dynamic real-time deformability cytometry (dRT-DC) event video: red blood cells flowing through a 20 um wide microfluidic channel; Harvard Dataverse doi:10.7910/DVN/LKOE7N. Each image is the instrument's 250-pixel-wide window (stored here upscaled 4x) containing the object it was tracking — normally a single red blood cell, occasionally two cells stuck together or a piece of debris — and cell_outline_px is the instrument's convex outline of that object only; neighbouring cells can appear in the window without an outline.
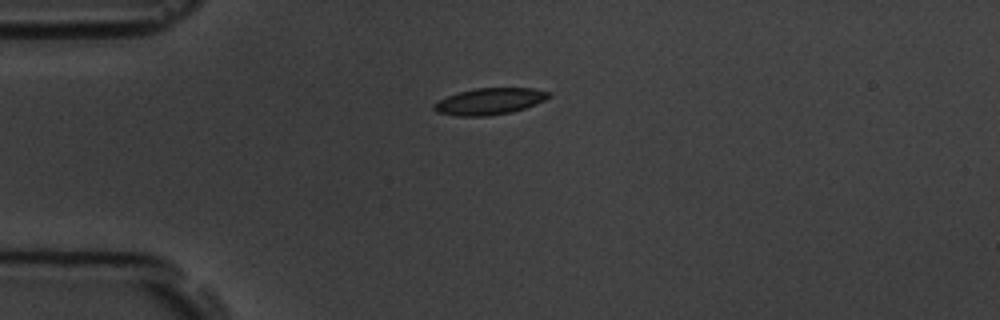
{"species": "common noctule bat (a hibernating species)", "species_latin": "Nyctalus noctula", "temperature_condition": "room temperature", "stored_images_in_passage": 10, "camera_frame_rate_fps": 3000, "um_per_image_px": 0.085, "animal": {"sex": "male", "body_mass_g": 19.5, "forearm_length_mm": 54.6}, "frame": {"image": 1, "passage_image": 1, "time_ms": 0.0, "image_size_px": [1000, 320], "cell_outline_px": [[552, 96], [536, 104], [512, 112], [488, 116], [456, 116], [436, 112], [432, 108], [432, 104], [448, 96], [460, 92], [476, 88], [532, 88], [552, 92]], "centroid_in_image_um": [41.63, 8.62], "position_along_channel_um": 43.4, "area_um2": 17.8}}
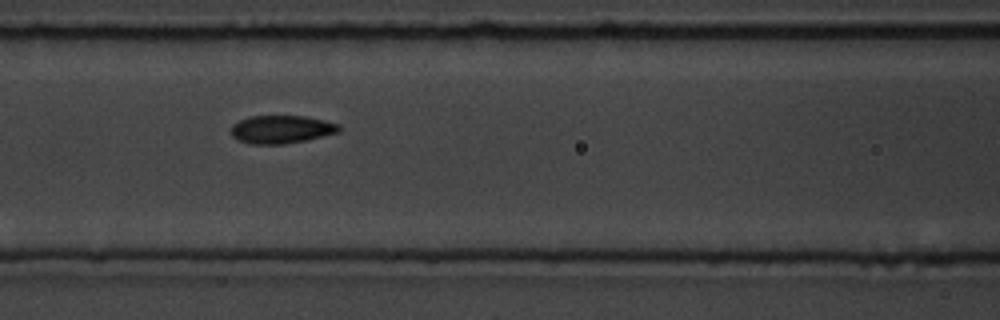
{"frame": {"image": 2, "passage_image": 4, "time_ms": 3.333, "image_size_px": [1000, 320], "cell_outline_px": [[340, 132], [304, 140], [284, 144], [252, 144], [236, 140], [232, 136], [232, 124], [248, 116], [308, 116], [340, 124]], "centroid_in_image_um": [23.91, 10.99], "position_along_channel_um": 142.7, "area_um2": 17.69}}
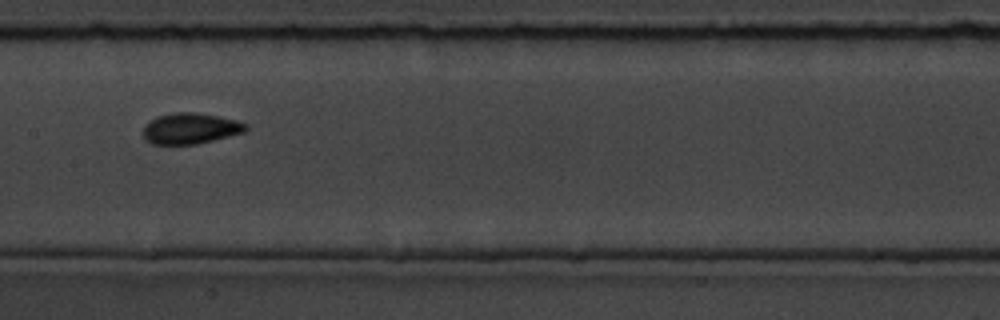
{"frame": {"image": 3, "passage_image": 5, "time_ms": 4.667, "image_size_px": [1000, 320], "cell_outline_px": [[248, 128], [244, 132], [196, 144], [152, 144], [144, 140], [144, 124], [156, 116], [176, 112], [196, 112], [236, 120], [248, 124]], "centroid_in_image_um": [16.15, 10.91], "position_along_channel_um": 191.2, "area_um2": 18.44}, "authors_computed_cell_mechanics": {"area_um2": 17.8313, "velocity_mm_per_s": 3.6596, "shape_relaxation_time_tau1_ms": 2.4949, "shape_relaxation_time_tau2_ms": null, "deformation_change_tau1": 0.0934, "deformation_change_tau2": null}}